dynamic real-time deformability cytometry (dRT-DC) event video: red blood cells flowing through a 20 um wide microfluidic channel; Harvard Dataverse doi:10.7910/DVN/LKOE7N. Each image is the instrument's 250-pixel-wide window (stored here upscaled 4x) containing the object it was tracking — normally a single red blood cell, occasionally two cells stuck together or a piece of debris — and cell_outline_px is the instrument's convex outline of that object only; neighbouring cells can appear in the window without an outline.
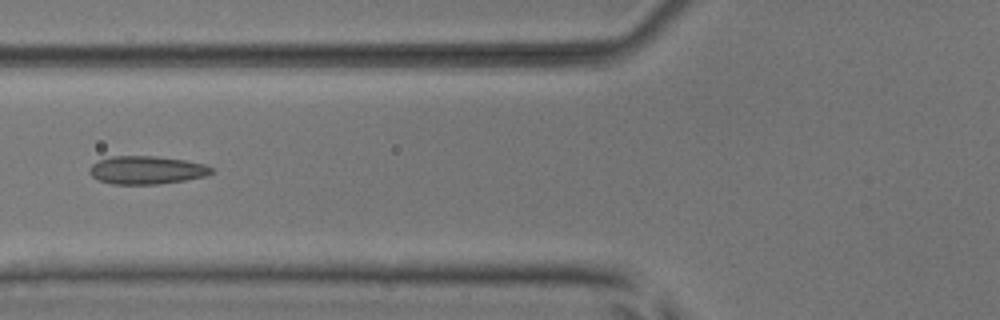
{"species": "common noctule bat (a hibernating species)", "species_latin": "Nyctalus noctula", "temperature_condition": "room temperature", "stored_images_in_passage": 7, "camera_frame_rate_fps": 3000, "um_per_image_px": 0.085, "animal": {"sex": "male", "body_mass_g": 17.9, "forearm_length_mm": 54.2}, "frame": {"image": 1, "passage_image": 5, "time_ms": 1.333, "image_size_px": [1000, 320], "cell_outline_px": [[212, 172], [204, 176], [184, 180], [156, 184], [112, 184], [100, 180], [92, 176], [88, 172], [88, 168], [96, 160], [112, 156], [156, 156], [184, 160], [204, 164], [212, 168]], "centroid_in_image_um": [12.4, 14.45], "position_along_channel_um": 113.4, "area_um2": 19.88}}
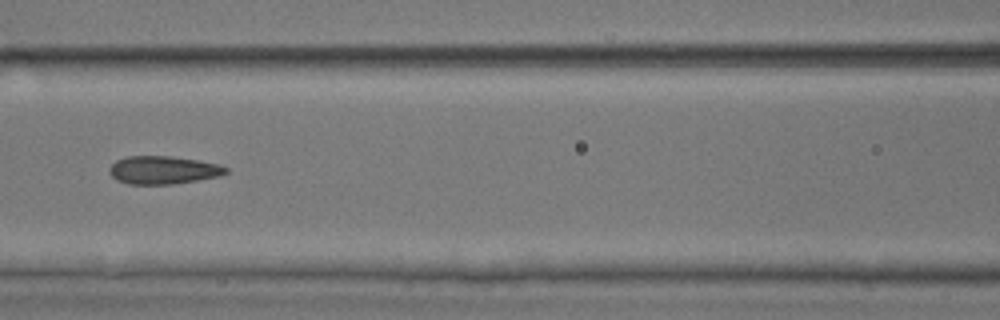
{"frame": {"image": 2, "passage_image": 6, "time_ms": 1.667, "image_size_px": [1000, 320], "cell_outline_px": [[228, 172], [220, 176], [172, 184], [128, 184], [116, 180], [112, 176], [108, 168], [116, 160], [128, 156], [172, 156], [220, 164], [228, 168]], "centroid_in_image_um": [13.87, 14.45], "position_along_channel_um": 152.7, "area_um2": 19.02}}
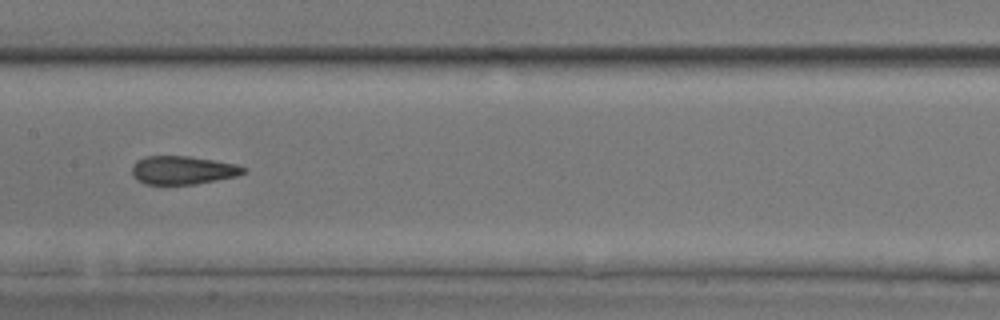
{"frame": {"image": 3, "passage_image": 7, "time_ms": 2.0, "image_size_px": [1000, 320], "cell_outline_px": [[248, 172], [236, 176], [196, 184], [144, 184], [136, 180], [132, 176], [132, 164], [136, 160], [144, 156], [188, 156], [236, 164], [248, 168]], "centroid_in_image_um": [15.52, 14.46], "position_along_channel_um": 191.9, "area_um2": 18.61}}